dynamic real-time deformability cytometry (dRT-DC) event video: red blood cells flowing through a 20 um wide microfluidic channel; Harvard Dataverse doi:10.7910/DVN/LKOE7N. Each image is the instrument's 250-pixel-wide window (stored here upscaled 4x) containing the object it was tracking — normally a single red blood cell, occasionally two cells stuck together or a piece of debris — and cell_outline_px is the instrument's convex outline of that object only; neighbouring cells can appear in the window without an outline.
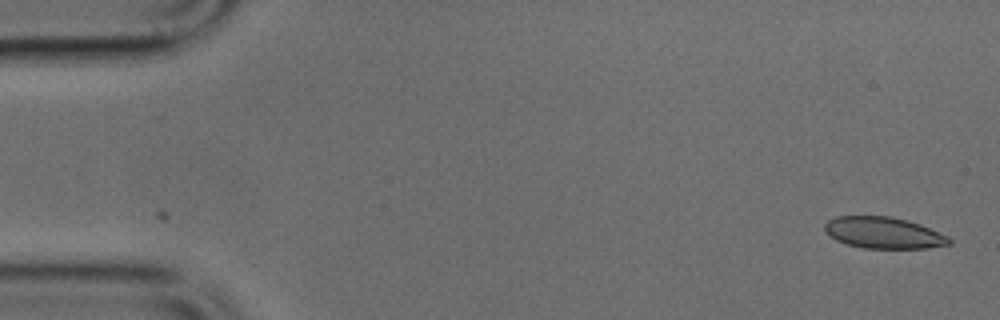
{"species": "common noctule bat (a hibernating species)", "species_latin": "Nyctalus noctula", "temperature_condition": "cold", "stored_images_in_passage": 44, "camera_frame_rate_fps": 3000, "um_per_image_px": 0.085, "animal": {"sex": "male", "body_mass_g": 17.9, "forearm_length_mm": 54.2}, "frame": {"image": 1, "passage_image": 1, "time_ms": 0.0, "image_size_px": [1000, 320], "cell_outline_px": [[952, 244], [928, 248], [864, 248], [848, 244], [836, 240], [824, 232], [824, 224], [828, 220], [836, 216], [892, 216], [920, 224], [948, 236], [952, 240]], "centroid_in_image_um": [75.1, 19.78], "position_along_channel_um": 9.9, "area_um2": 22.89}}
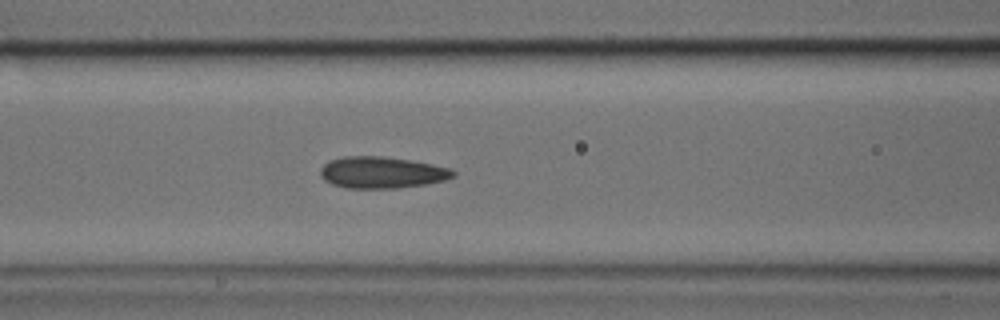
{"frame": {"image": 2, "passage_image": 19, "time_ms": 6.0, "image_size_px": [1000, 320], "cell_outline_px": [[456, 176], [444, 180], [424, 184], [396, 188], [348, 188], [332, 184], [324, 180], [320, 176], [320, 168], [328, 160], [344, 156], [384, 156], [432, 164], [452, 168], [456, 172]], "centroid_in_image_um": [32.44, 14.65], "position_along_channel_um": 134.2, "area_um2": 24.51}}
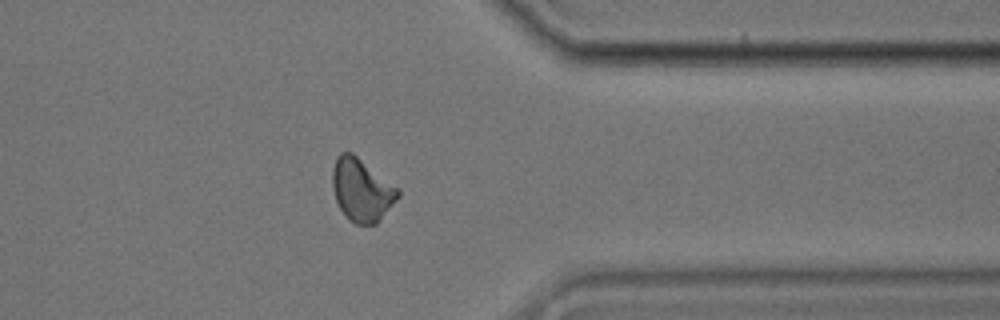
{"frame": {"image": 3, "passage_image": 38, "time_ms": 12.333, "image_size_px": [1000, 320], "cell_outline_px": [[400, 196], [376, 224], [356, 224], [348, 220], [340, 208], [336, 200], [332, 184], [332, 168], [336, 156], [340, 152], [352, 152], [400, 188]], "centroid_in_image_um": [30.75, 16.12], "position_along_channel_um": 380.7, "area_um2": 24.16}}